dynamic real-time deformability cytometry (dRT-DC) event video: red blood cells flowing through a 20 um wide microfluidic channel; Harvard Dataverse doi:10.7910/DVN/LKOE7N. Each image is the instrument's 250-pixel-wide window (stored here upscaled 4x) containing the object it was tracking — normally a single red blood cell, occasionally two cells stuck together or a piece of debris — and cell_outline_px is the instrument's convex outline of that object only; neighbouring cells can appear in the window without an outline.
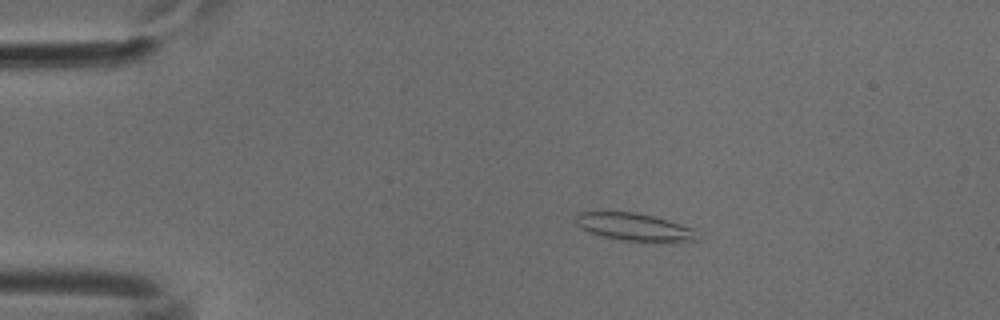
{"species": "common noctule bat (a hibernating species)", "species_latin": "Nyctalus noctula", "temperature_condition": "cold", "stored_images_in_passage": 53, "camera_frame_rate_fps": 3000, "um_per_image_px": 0.085, "animal": {"sex": "male", "body_mass_g": 18.8}, "frame": {"image": 1, "passage_image": 10, "time_ms": 3.0, "image_size_px": [1000, 320], "cell_outline_px": [[700, 240], [620, 240], [588, 232], [580, 228], [576, 224], [576, 216], [580, 212], [636, 212], [668, 220], [692, 228]], "centroid_in_image_um": [53.84, 19.27], "position_along_channel_um": 31.2, "area_um2": 18.84}}
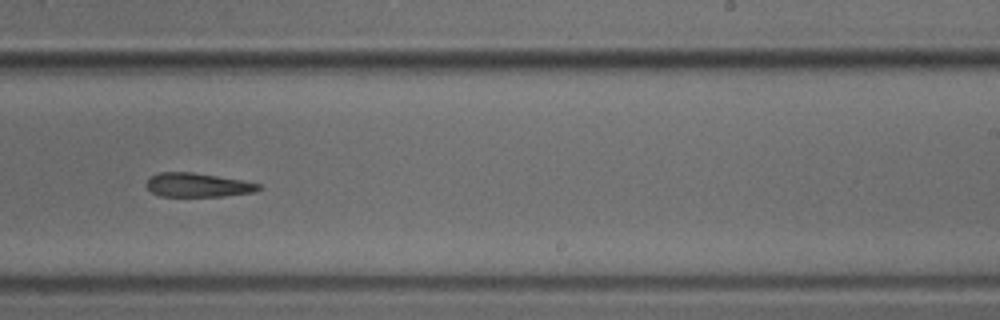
{"frame": {"image": 2, "passage_image": 33, "time_ms": 10.667, "image_size_px": [1000, 320], "cell_outline_px": [[264, 188], [256, 192], [224, 196], [160, 196], [152, 192], [144, 184], [148, 176], [160, 172], [192, 172], [244, 180], [260, 184]], "centroid_in_image_um": [16.82, 15.72], "position_along_channel_um": 272.2, "area_um2": 15.95}}
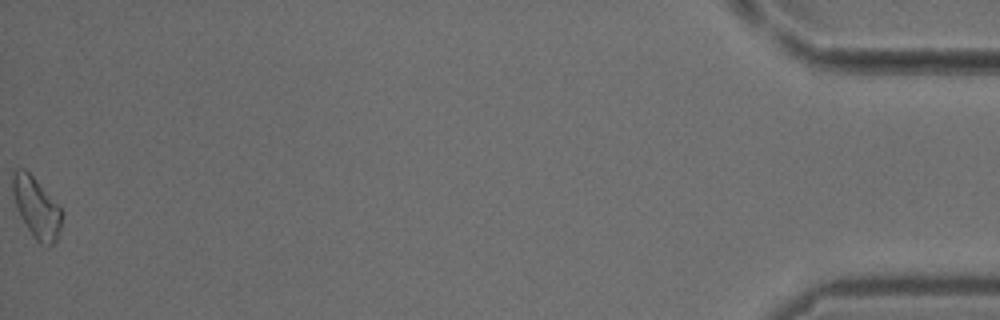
{"frame": {"image": 3, "passage_image": 53, "time_ms": 17.333, "image_size_px": [1000, 320], "cell_outline_px": [[60, 228], [56, 240], [48, 248], [40, 244], [32, 236], [20, 216], [12, 192], [12, 172], [16, 168], [24, 168], [36, 180], [60, 208]], "centroid_in_image_um": [3.05, 17.66], "position_along_channel_um": 432.1, "area_um2": 16.99}}